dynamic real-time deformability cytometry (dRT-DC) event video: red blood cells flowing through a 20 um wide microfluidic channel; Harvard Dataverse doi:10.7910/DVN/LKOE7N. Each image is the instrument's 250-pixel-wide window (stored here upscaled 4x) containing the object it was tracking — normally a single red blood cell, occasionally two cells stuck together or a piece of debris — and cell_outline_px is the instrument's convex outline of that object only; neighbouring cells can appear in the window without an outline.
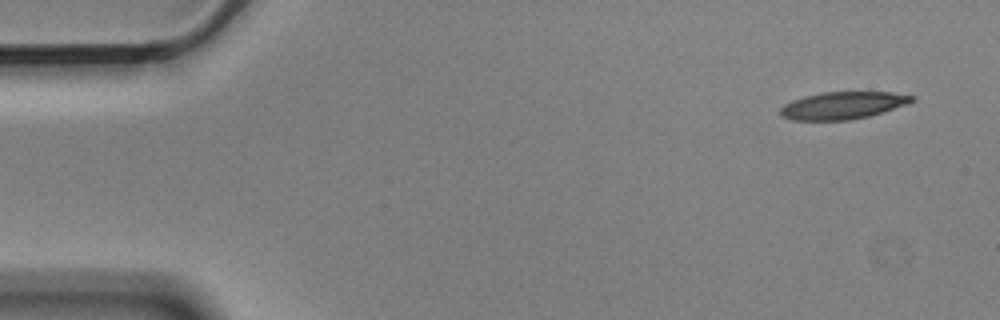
{"species": "Egyptian fruit bat (a non-hibernating species)", "species_latin": "Rousettus aegyptiacus", "temperature_condition": "cold", "stored_images_in_passage": 10, "camera_frame_rate_fps": 3000, "um_per_image_px": 0.085, "animal": {"sex": "male"}, "frame": {"image": 1, "passage_image": 1, "time_ms": 0.0, "image_size_px": [1000, 320], "cell_outline_px": [[916, 100], [908, 104], [868, 116], [848, 120], [792, 120], [780, 116], [780, 108], [784, 104], [792, 100], [804, 96], [824, 92], [892, 92], [916, 96]], "centroid_in_image_um": [71.64, 8.95], "position_along_channel_um": 13.4, "area_um2": 20.98}}
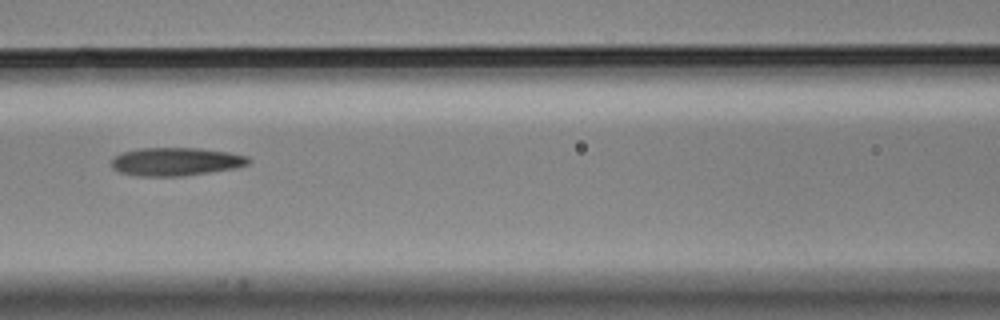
{"frame": {"image": 2, "passage_image": 6, "time_ms": 1.667, "image_size_px": [1000, 320], "cell_outline_px": [[252, 160], [248, 164], [236, 168], [184, 176], [140, 176], [120, 172], [112, 168], [112, 156], [120, 152], [140, 148], [200, 148], [228, 152], [248, 156]], "centroid_in_image_um": [14.94, 13.73], "position_along_channel_um": 151.7, "area_um2": 22.72}}
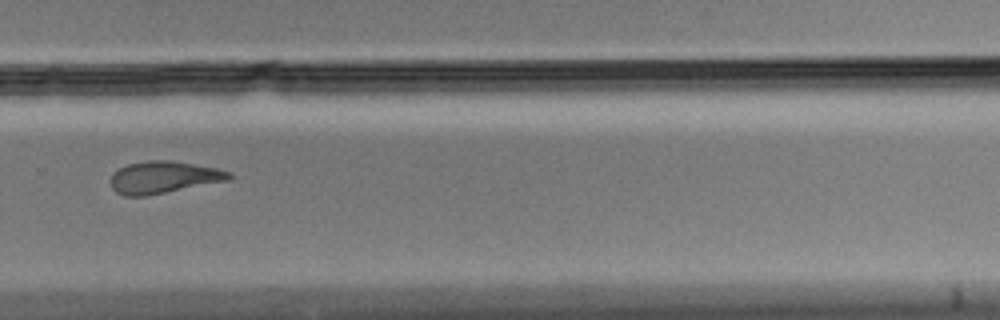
{"frame": {"image": 3, "passage_image": 10, "time_ms": 3.0, "image_size_px": [1000, 320], "cell_outline_px": [[232, 176], [228, 180], [148, 196], [124, 196], [116, 192], [112, 188], [108, 180], [112, 172], [128, 164], [148, 160], [168, 160], [216, 168], [232, 172]], "centroid_in_image_um": [13.84, 15.08], "position_along_channel_um": 316.0, "area_um2": 22.25}}